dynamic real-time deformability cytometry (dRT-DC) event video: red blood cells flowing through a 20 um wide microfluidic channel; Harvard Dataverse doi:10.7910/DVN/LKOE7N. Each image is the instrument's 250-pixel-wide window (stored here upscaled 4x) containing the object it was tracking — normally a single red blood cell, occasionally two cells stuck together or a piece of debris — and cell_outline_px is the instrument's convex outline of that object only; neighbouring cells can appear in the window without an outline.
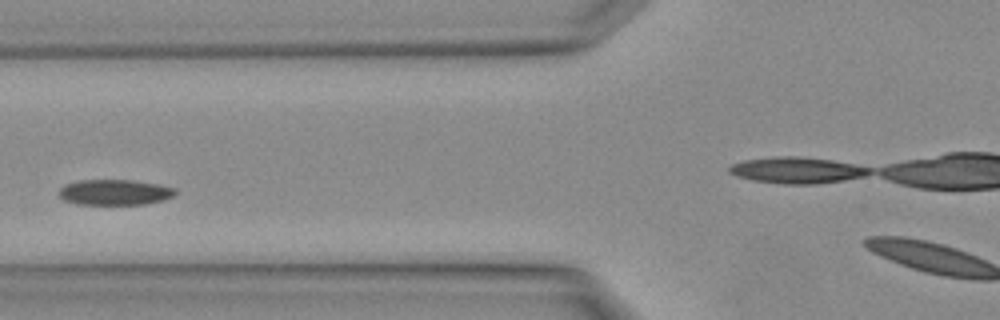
{"species": "Egyptian fruit bat (a non-hibernating species)", "species_latin": "Rousettus aegyptiacus", "temperature_condition": "warm", "stored_images_in_passage": 3, "camera_frame_rate_fps": 3000, "um_per_image_px": 0.085, "animal": {"sex": "female"}, "frame": {"image": 1, "passage_image": 2, "time_ms": 0.333, "image_size_px": [1000, 320], "cell_outline_px": [[176, 192], [172, 196], [164, 200], [144, 204], [76, 204], [64, 200], [60, 196], [60, 188], [64, 184], [80, 180], [132, 180], [156, 184], [176, 188]], "centroid_in_image_um": [9.74, 16.34], "position_along_channel_um": 116.1, "area_um2": 17.22}}